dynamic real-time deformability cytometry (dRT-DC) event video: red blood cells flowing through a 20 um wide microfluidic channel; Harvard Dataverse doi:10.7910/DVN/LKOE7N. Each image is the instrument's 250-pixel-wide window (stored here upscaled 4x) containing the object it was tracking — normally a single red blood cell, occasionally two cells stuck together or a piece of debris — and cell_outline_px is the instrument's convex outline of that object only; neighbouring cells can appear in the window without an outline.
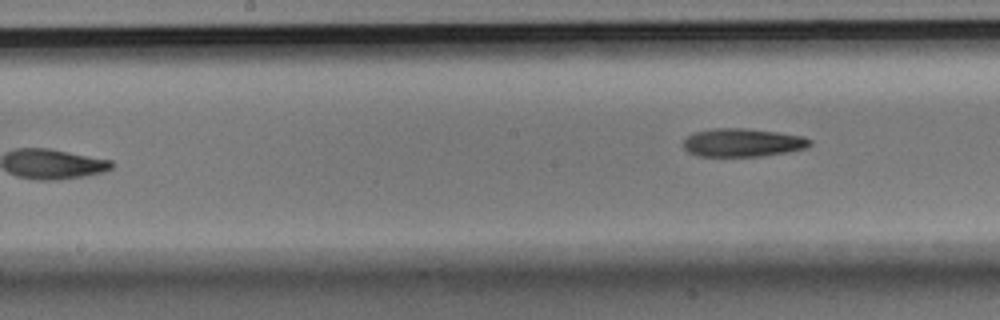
{"species": "Egyptian fruit bat (a non-hibernating species)", "species_latin": "Rousettus aegyptiacus", "temperature_condition": "room temperature", "stored_images_in_passage": 8, "camera_frame_rate_fps": 3000, "um_per_image_px": 0.085, "animal": {"sex": "male"}, "frame": {"image": 1, "passage_image": 8, "time_ms": 2.333, "image_size_px": [1000, 320], "cell_outline_px": [[812, 144], [804, 148], [788, 152], [764, 156], [700, 156], [688, 152], [684, 148], [684, 140], [688, 136], [696, 132], [716, 128], [744, 128], [776, 132], [800, 136], [812, 140]], "centroid_in_image_um": [63.13, 12.13], "position_along_channel_um": 185.1, "area_um2": 20.63}}